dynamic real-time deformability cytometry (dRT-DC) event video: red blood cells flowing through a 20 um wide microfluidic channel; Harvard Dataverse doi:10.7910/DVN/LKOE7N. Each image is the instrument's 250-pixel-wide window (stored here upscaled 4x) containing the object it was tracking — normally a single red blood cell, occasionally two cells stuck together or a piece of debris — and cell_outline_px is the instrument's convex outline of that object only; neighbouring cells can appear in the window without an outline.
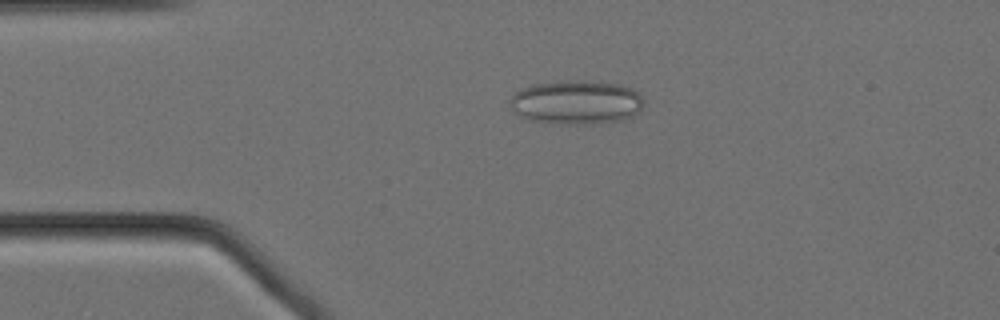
{"species": "Egyptian fruit bat (a non-hibernating species)", "species_latin": "Rousettus aegyptiacus", "temperature_condition": "cold", "stored_images_in_passage": 57, "camera_frame_rate_fps": 3000, "um_per_image_px": 0.085, "animal": {"sex": "female"}, "frame": {"image": 1, "passage_image": 12, "time_ms": 3.667, "image_size_px": [1000, 320], "cell_outline_px": [[644, 104], [640, 112], [632, 116], [620, 120], [588, 124], [568, 124], [532, 120], [520, 116], [512, 112], [508, 104], [512, 96], [516, 92], [532, 84], [568, 80], [588, 80], [620, 84], [632, 88], [644, 100]], "centroid_in_image_um": [48.99, 8.68], "position_along_channel_um": 36.0, "area_um2": 34.51}}
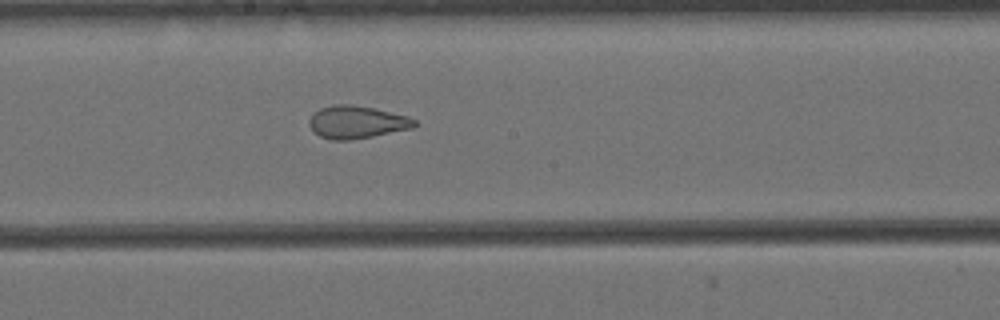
{"frame": {"image": 2, "passage_image": 30, "time_ms": 9.667, "image_size_px": [1000, 320], "cell_outline_px": [[416, 124], [412, 128], [352, 140], [332, 140], [320, 136], [308, 124], [308, 120], [320, 108], [336, 104], [352, 104], [372, 108], [408, 116], [416, 120]], "centroid_in_image_um": [30.32, 10.38], "position_along_channel_um": 217.9, "area_um2": 19.77}}
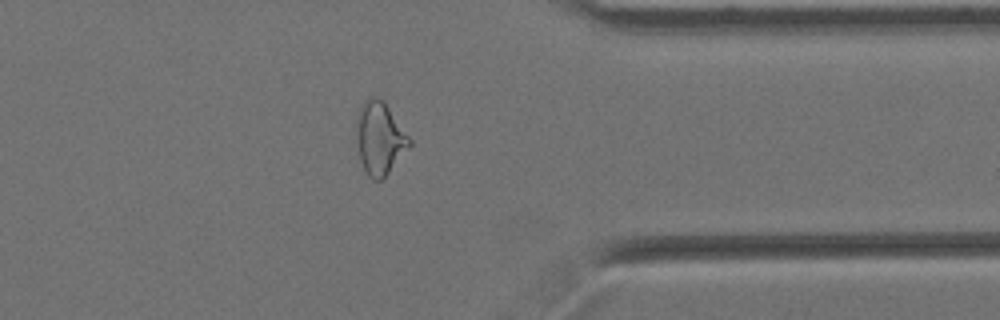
{"frame": {"image": 3, "passage_image": 45, "time_ms": 14.667, "image_size_px": [1000, 320], "cell_outline_px": [[412, 144], [388, 172], [380, 180], [372, 180], [368, 176], [360, 160], [356, 132], [356, 120], [360, 104], [372, 96], [376, 96], [384, 100], [412, 140]], "centroid_in_image_um": [32.27, 11.71], "position_along_channel_um": 379.1, "area_um2": 22.43}, "authors_computed_cell_mechanics": {"area_um2": 23.9292, "velocity_mm_per_s": 3.4593, "shape_relaxation_time_tau1_ms": null, "shape_relaxation_time_tau2_ms": 1.9177, "deformation_change_tau1": null, "deformation_change_tau2": 0.0917}}